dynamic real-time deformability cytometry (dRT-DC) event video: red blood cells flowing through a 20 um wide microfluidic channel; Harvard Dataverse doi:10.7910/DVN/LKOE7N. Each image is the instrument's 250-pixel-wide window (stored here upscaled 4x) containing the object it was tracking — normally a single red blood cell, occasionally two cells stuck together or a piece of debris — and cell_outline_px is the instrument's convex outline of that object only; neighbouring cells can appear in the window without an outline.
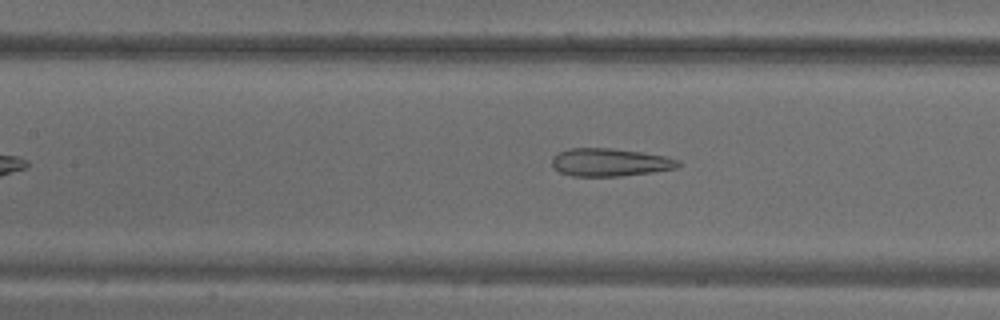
{"species": "common noctule bat (a hibernating species)", "species_latin": "Nyctalus noctula", "temperature_condition": "warm", "stored_images_in_passage": 47, "camera_frame_rate_fps": 3000, "um_per_image_px": 0.085, "animal": {"sex": "male", "body_mass_g": 18.8}, "frame": {"image": 1, "passage_image": 17, "time_ms": 5.333, "image_size_px": [1000, 320], "cell_outline_px": [[680, 164], [676, 168], [652, 172], [620, 176], [572, 176], [560, 172], [552, 164], [552, 156], [568, 148], [608, 148], [640, 152], [664, 156], [680, 160]], "centroid_in_image_um": [51.83, 13.8], "position_along_channel_um": 155.6, "area_um2": 20.35}}
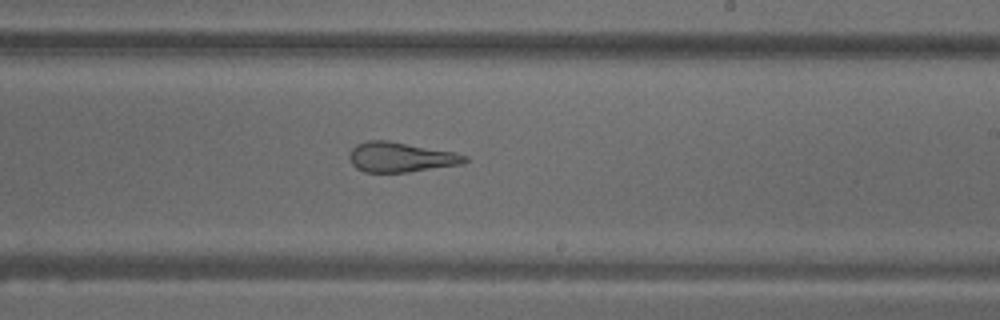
{"frame": {"image": 2, "passage_image": 25, "time_ms": 8.0, "image_size_px": [1000, 320], "cell_outline_px": [[468, 160], [464, 164], [408, 172], [364, 172], [356, 168], [352, 164], [348, 156], [352, 148], [356, 144], [368, 140], [388, 140], [456, 152], [468, 156]], "centroid_in_image_um": [34.08, 13.35], "position_along_channel_um": 254.9, "area_um2": 20.35}}
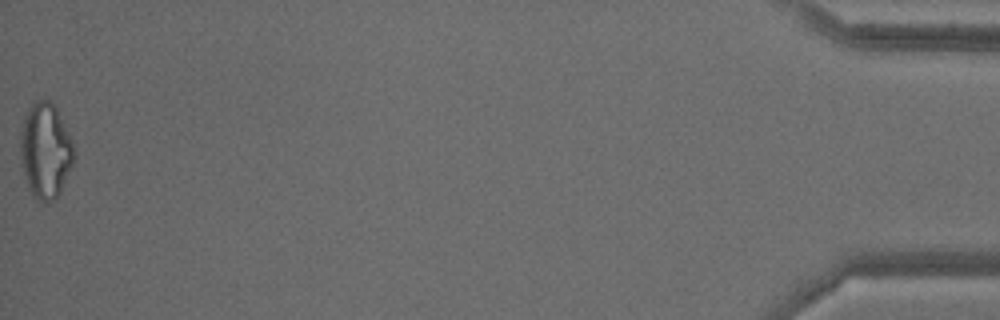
{"frame": {"image": 3, "passage_image": 47, "time_ms": 15.333, "image_size_px": [1000, 320], "cell_outline_px": [[76, 156], [60, 192], [52, 200], [44, 204], [36, 200], [32, 196], [28, 188], [20, 164], [20, 132], [24, 116], [28, 108], [36, 100], [52, 100], [56, 108], [72, 144]], "centroid_in_image_um": [3.82, 12.83], "position_along_channel_um": 431.4, "area_um2": 29.94}, "authors_computed_cell_mechanics": {"area_um2": 25.3164, "velocity_mm_per_s": 3.7357, "shape_relaxation_time_tau1_ms": null, "shape_relaxation_time_tau2_ms": 1.9581, "deformation_change_tau1": null, "deformation_change_tau2": 0.1313}}